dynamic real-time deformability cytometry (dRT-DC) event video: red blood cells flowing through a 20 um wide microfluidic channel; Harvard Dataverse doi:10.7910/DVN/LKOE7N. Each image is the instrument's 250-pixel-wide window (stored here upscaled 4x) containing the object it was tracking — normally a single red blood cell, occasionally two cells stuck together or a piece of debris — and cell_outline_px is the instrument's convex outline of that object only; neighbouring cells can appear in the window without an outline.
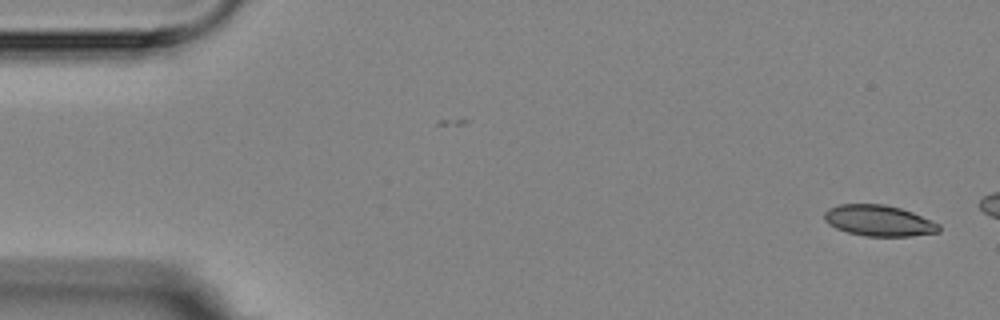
{"species": "Egyptian fruit bat (a non-hibernating species)", "species_latin": "Rousettus aegyptiacus", "temperature_condition": "room temperature", "stored_images_in_passage": 4, "camera_frame_rate_fps": 3000, "um_per_image_px": 0.085, "animal": {"sex": "female"}, "frame": {"image": 1, "passage_image": 1, "time_ms": 0.0, "image_size_px": [1000, 320], "cell_outline_px": [[940, 232], [912, 236], [864, 236], [848, 232], [836, 228], [828, 224], [824, 220], [824, 212], [828, 208], [840, 204], [884, 204], [900, 208], [912, 212], [940, 224]], "centroid_in_image_um": [74.69, 18.75], "position_along_channel_um": 10.3, "area_um2": 20.75}}